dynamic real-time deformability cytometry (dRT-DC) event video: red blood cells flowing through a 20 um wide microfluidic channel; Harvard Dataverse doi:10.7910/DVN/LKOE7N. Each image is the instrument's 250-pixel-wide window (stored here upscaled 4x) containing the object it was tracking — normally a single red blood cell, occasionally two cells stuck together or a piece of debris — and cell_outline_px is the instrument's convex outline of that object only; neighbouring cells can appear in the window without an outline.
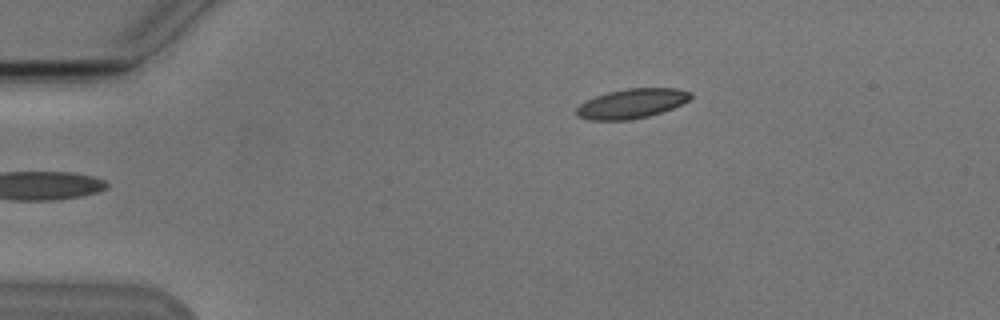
{"species": "Egyptian fruit bat (a non-hibernating species)", "species_latin": "Rousettus aegyptiacus", "temperature_condition": "cold", "stored_images_in_passage": 5, "camera_frame_rate_fps": 3000, "um_per_image_px": 0.085, "animal": {"sex": "male"}, "frame": {"image": 1, "passage_image": 5, "time_ms": 4.667, "image_size_px": [1000, 320], "cell_outline_px": [[692, 96], [688, 100], [672, 108], [648, 116], [628, 120], [588, 120], [576, 116], [576, 108], [584, 100], [608, 92], [628, 88], [676, 88], [692, 92]], "centroid_in_image_um": [53.65, 8.8], "position_along_channel_um": 31.3, "area_um2": 19.65}}